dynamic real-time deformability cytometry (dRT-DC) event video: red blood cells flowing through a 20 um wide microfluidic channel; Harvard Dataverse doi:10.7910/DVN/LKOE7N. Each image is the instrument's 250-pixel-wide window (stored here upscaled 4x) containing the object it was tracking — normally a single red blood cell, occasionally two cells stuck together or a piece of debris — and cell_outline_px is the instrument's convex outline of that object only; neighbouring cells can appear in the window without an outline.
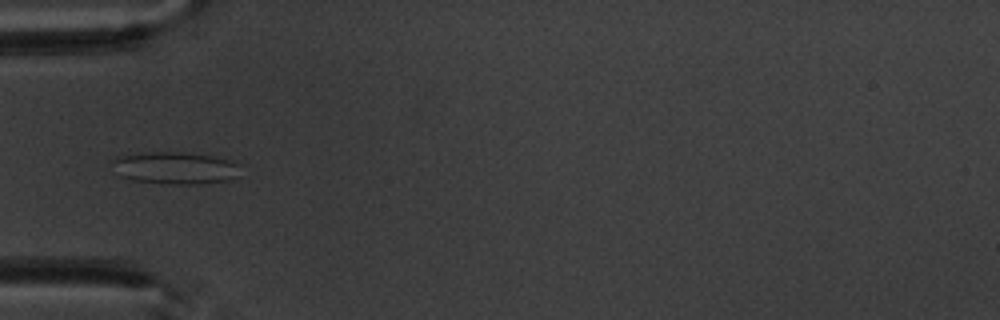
{"species": "common noctule bat (a hibernating species)", "species_latin": "Nyctalus noctula", "temperature_condition": "warm", "stored_images_in_passage": 4, "camera_frame_rate_fps": 3000, "um_per_image_px": 0.085, "animal": {"sex": "male", "body_mass_g": 20.1, "forearm_length_mm": 53.5}, "frame": {"image": 1, "passage_image": 4, "time_ms": 4.333, "image_size_px": [1000, 320], "cell_outline_px": [[240, 176], [228, 180], [196, 184], [160, 184], [132, 180], [120, 176], [112, 160], [116, 156], [140, 152], [184, 152], [224, 156], [236, 164]], "centroid_in_image_um": [14.91, 14.26], "position_along_channel_um": 70.1, "area_um2": 24.45}}